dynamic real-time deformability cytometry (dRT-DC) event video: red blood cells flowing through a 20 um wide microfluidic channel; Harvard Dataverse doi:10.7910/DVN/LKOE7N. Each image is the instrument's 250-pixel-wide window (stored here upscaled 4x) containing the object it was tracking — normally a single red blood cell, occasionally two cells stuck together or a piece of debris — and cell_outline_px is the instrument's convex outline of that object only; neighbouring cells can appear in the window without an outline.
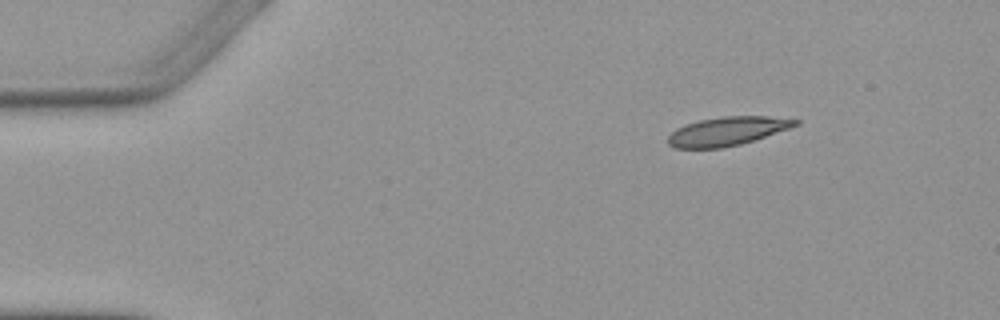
{"species": "Egyptian fruit bat (a non-hibernating species)", "species_latin": "Rousettus aegyptiacus", "temperature_condition": "warm", "stored_images_in_passage": 4, "camera_frame_rate_fps": 3000, "um_per_image_px": 0.085, "animal": {"sex": "female"}, "frame": {"image": 1, "passage_image": 1, "time_ms": 0.0, "image_size_px": [1000, 320], "cell_outline_px": [[800, 124], [740, 144], [720, 148], [676, 148], [668, 144], [668, 136], [676, 128], [684, 124], [700, 120], [724, 116], [768, 116], [800, 120]], "centroid_in_image_um": [61.78, 11.14], "position_along_channel_um": 23.2, "area_um2": 21.04}}